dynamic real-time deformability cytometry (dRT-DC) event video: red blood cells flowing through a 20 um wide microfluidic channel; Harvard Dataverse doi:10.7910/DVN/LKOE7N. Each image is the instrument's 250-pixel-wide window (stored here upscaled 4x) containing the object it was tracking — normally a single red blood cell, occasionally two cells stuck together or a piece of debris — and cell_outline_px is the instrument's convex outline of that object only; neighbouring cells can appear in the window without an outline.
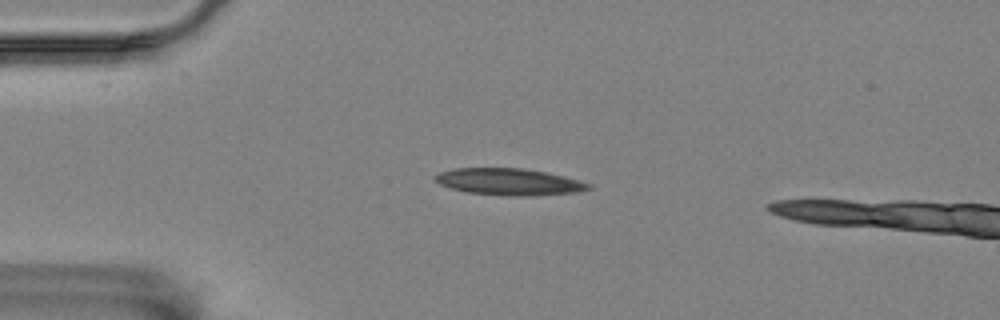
{"species": "Egyptian fruit bat (a non-hibernating species)", "species_latin": "Rousettus aegyptiacus", "temperature_condition": "room temperature", "stored_images_in_passage": 4, "camera_frame_rate_fps": 3000, "um_per_image_px": 0.085, "animal": {"sex": "female"}, "frame": {"image": 1, "passage_image": 3, "time_ms": 0.667, "image_size_px": [1000, 320], "cell_outline_px": [[592, 188], [576, 192], [532, 196], [508, 196], [468, 192], [452, 188], [440, 184], [432, 176], [440, 172], [456, 168], [524, 168], [544, 172], [580, 180], [592, 184]], "centroid_in_image_um": [43.29, 15.45], "position_along_channel_um": 41.7, "area_um2": 23.81}}